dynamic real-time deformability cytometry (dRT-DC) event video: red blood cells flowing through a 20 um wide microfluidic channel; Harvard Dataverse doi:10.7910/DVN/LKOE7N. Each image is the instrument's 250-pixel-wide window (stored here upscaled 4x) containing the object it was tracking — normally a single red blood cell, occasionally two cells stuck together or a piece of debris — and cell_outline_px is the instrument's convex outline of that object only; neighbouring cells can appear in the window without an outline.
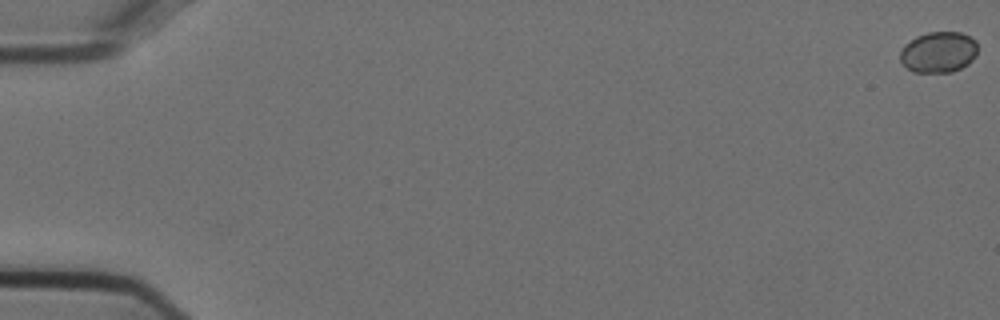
{"species": "Egyptian fruit bat (a non-hibernating species)", "species_latin": "Rousettus aegyptiacus", "temperature_condition": "cold", "stored_images_in_passage": 57, "camera_frame_rate_fps": 3000, "um_per_image_px": 0.085, "animal": {"sex": "female"}, "frame": {"image": 1, "passage_image": 1, "time_ms": 0.0, "image_size_px": [1000, 320], "cell_outline_px": [[976, 56], [968, 64], [952, 72], [912, 72], [900, 60], [900, 52], [904, 44], [916, 36], [928, 32], [960, 32], [976, 40]], "centroid_in_image_um": [79.76, 4.43], "position_along_channel_um": 5.2, "area_um2": 18.5}}
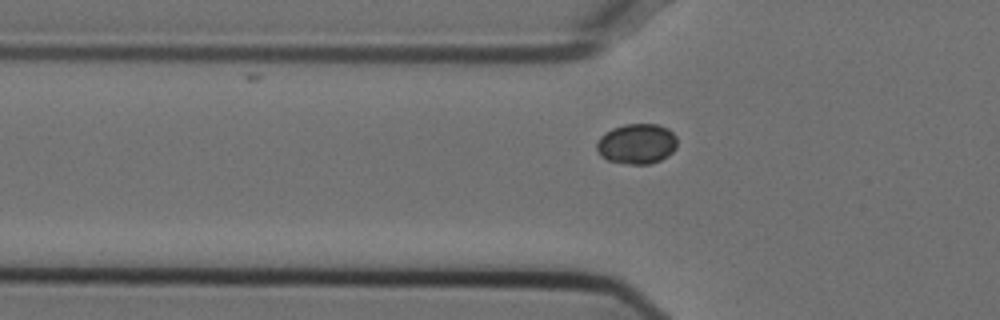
{"frame": {"image": 2, "passage_image": 20, "time_ms": 6.333, "image_size_px": [1000, 320], "cell_outline_px": [[676, 148], [668, 156], [660, 160], [648, 164], [628, 164], [608, 160], [600, 156], [596, 148], [596, 144], [600, 136], [604, 132], [612, 128], [624, 124], [660, 124], [668, 128], [676, 136]], "centroid_in_image_um": [54.12, 12.21], "position_along_channel_um": 71.7, "area_um2": 19.07}}
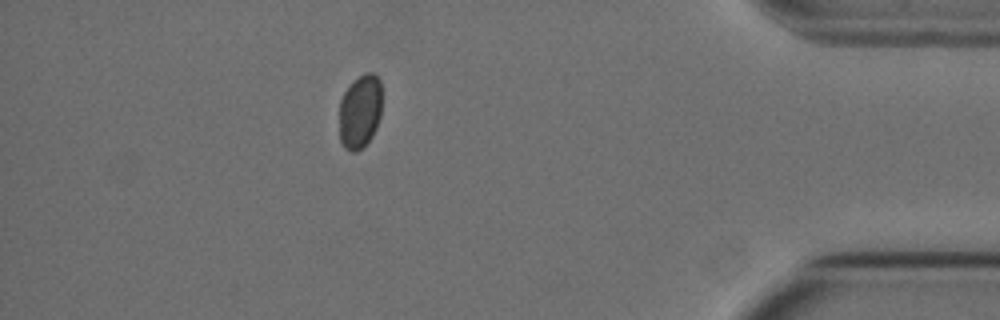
{"frame": {"image": 3, "passage_image": 50, "time_ms": 16.333, "image_size_px": [1000, 320], "cell_outline_px": [[380, 116], [376, 128], [372, 136], [356, 152], [348, 152], [344, 148], [340, 140], [340, 100], [344, 92], [352, 80], [364, 72], [372, 72], [380, 80]], "centroid_in_image_um": [30.58, 9.46], "position_along_channel_um": 404.6, "area_um2": 18.38}}